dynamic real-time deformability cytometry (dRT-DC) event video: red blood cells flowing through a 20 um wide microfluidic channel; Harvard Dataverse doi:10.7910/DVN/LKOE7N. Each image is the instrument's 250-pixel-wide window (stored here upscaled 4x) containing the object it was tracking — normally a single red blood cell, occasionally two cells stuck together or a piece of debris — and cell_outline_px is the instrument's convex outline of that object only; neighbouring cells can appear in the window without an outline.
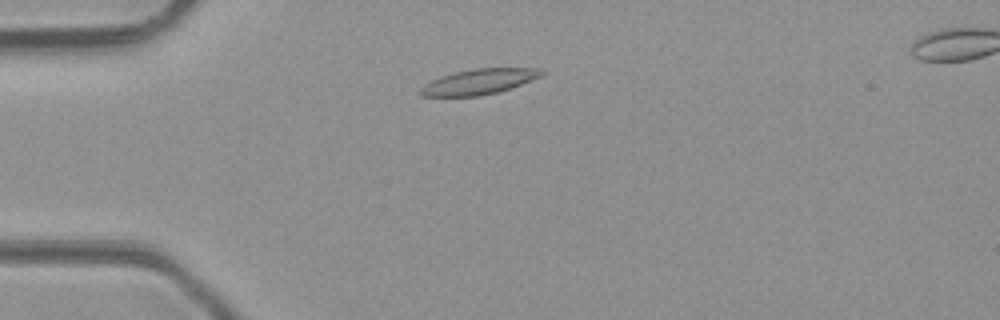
{"species": "common noctule bat (a hibernating species)", "species_latin": "Nyctalus noctula", "temperature_condition": "room temperature", "stored_images_in_passage": 44, "camera_frame_rate_fps": 3000, "um_per_image_px": 0.085, "animal": {"sex": "male", "body_mass_g": 23.1, "forearm_length_mm": 52.7}, "frame": {"image": 1, "passage_image": 8, "time_ms": 2.333, "image_size_px": [1000, 320], "cell_outline_px": [[548, 72], [544, 76], [512, 88], [500, 92], [480, 96], [420, 96], [420, 88], [424, 84], [440, 76], [472, 68], [536, 68]], "centroid_in_image_um": [40.78, 6.94], "position_along_channel_um": 44.2, "area_um2": 18.21}}
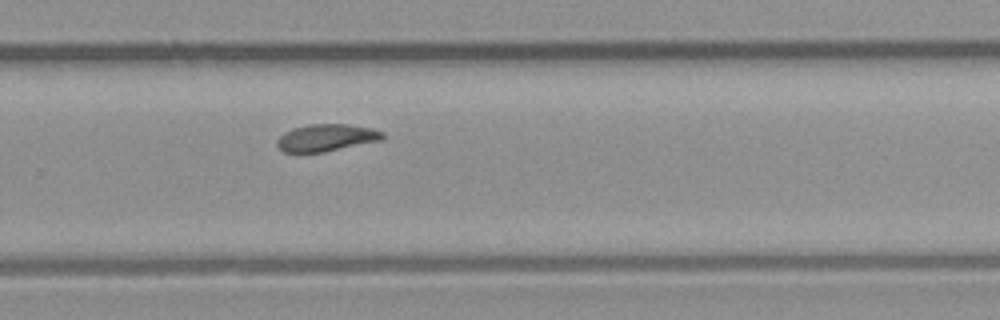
{"frame": {"image": 2, "passage_image": 28, "time_ms": 9.0, "image_size_px": [1000, 320], "cell_outline_px": [[384, 136], [380, 140], [324, 152], [284, 152], [276, 144], [276, 140], [284, 132], [292, 128], [308, 124], [348, 124], [372, 128], [384, 132]], "centroid_in_image_um": [27.72, 11.69], "position_along_channel_um": 302.1, "area_um2": 16.65}}
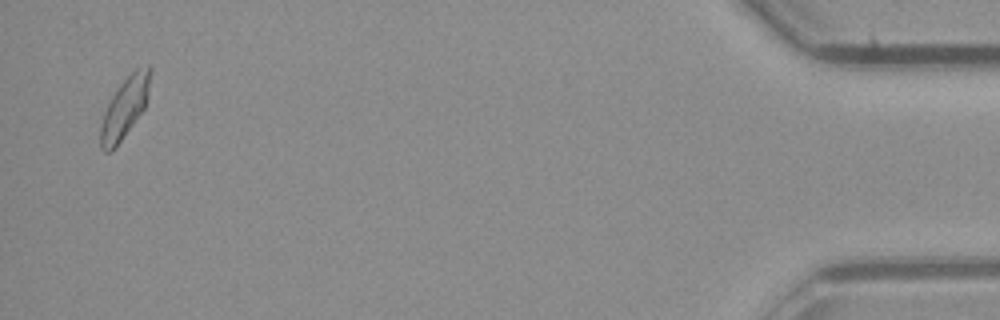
{"frame": {"image": 3, "passage_image": 43, "time_ms": 14.0, "image_size_px": [1000, 320], "cell_outline_px": [[152, 72], [148, 96], [144, 108], [120, 140], [108, 152], [104, 152], [100, 148], [100, 124], [104, 112], [112, 96], [120, 84], [136, 68], [148, 64], [152, 64]], "centroid_in_image_um": [10.62, 9.07], "position_along_channel_um": 424.6, "area_um2": 17.28}, "authors_computed_cell_mechanics": {"area_um2": 17.1666, "velocity_mm_per_s": 4.2211, "shape_relaxation_time_tau1_ms": null, "shape_relaxation_time_tau2_ms": 2.7969, "deformation_change_tau1": null, "deformation_change_tau2": 0.0795}}